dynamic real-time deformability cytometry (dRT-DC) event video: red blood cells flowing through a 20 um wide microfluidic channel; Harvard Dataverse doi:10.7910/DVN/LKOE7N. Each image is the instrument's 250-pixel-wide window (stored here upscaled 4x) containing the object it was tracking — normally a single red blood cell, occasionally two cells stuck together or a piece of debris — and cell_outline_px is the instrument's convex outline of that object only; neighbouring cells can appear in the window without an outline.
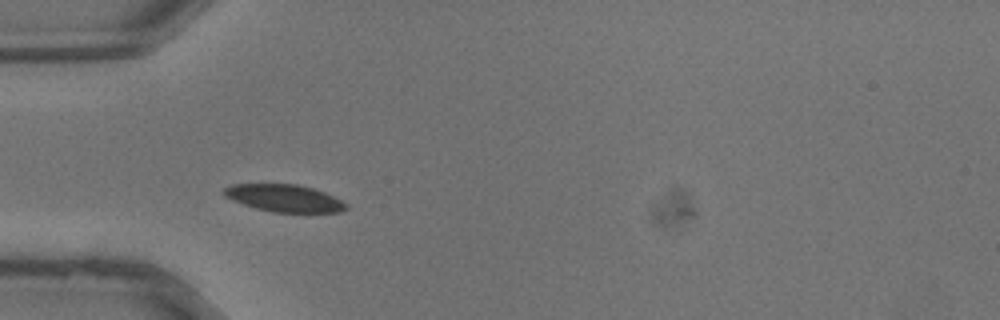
{"species": "common noctule bat (a hibernating species)", "species_latin": "Nyctalus noctula", "temperature_condition": "warm", "stored_images_in_passage": 22, "camera_frame_rate_fps": 3000, "um_per_image_px": 0.085, "animal": {"sex": "male", "body_mass_g": 13.3}, "frame": {"image": 1, "passage_image": 1, "time_ms": 0.0, "image_size_px": [1000, 320], "cell_outline_px": [[348, 208], [340, 212], [272, 212], [256, 208], [232, 200], [224, 196], [220, 192], [224, 188], [232, 184], [296, 184], [312, 188], [324, 192], [348, 204]], "centroid_in_image_um": [24.13, 16.84], "position_along_channel_um": 60.9, "area_um2": 19.36}}
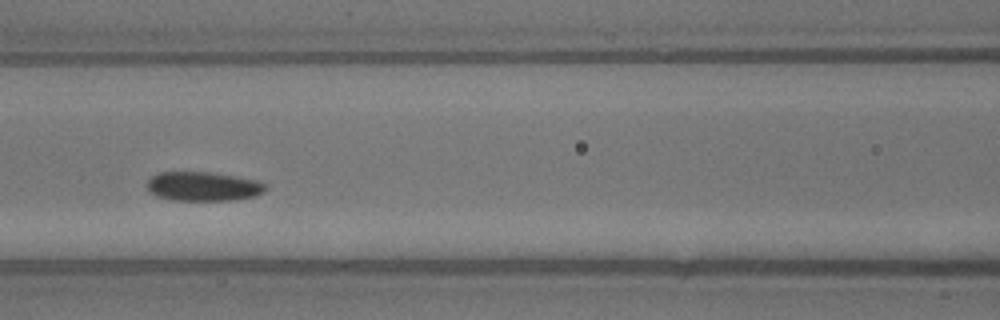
{"frame": {"image": 2, "passage_image": 6, "time_ms": 1.667, "image_size_px": [1000, 320], "cell_outline_px": [[268, 188], [264, 192], [256, 196], [236, 200], [172, 200], [156, 196], [148, 192], [148, 180], [152, 176], [160, 172], [212, 172], [236, 176], [256, 180], [268, 184]], "centroid_in_image_um": [17.31, 15.84], "position_along_channel_um": 149.3, "area_um2": 20.4}}
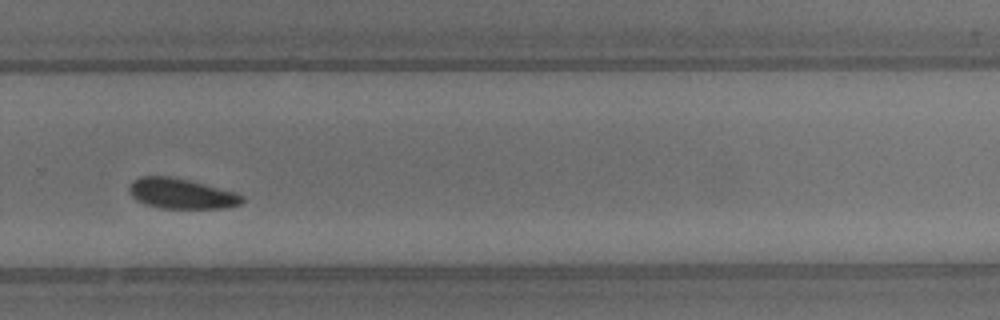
{"frame": {"image": 3, "passage_image": 15, "time_ms": 4.667, "image_size_px": [1000, 320], "cell_outline_px": [[244, 200], [240, 204], [228, 208], [160, 208], [144, 204], [136, 200], [132, 196], [128, 188], [132, 180], [140, 176], [168, 176], [188, 180], [240, 192], [244, 196]], "centroid_in_image_um": [15.45, 16.45], "position_along_channel_um": 314.4, "area_um2": 20.23}}